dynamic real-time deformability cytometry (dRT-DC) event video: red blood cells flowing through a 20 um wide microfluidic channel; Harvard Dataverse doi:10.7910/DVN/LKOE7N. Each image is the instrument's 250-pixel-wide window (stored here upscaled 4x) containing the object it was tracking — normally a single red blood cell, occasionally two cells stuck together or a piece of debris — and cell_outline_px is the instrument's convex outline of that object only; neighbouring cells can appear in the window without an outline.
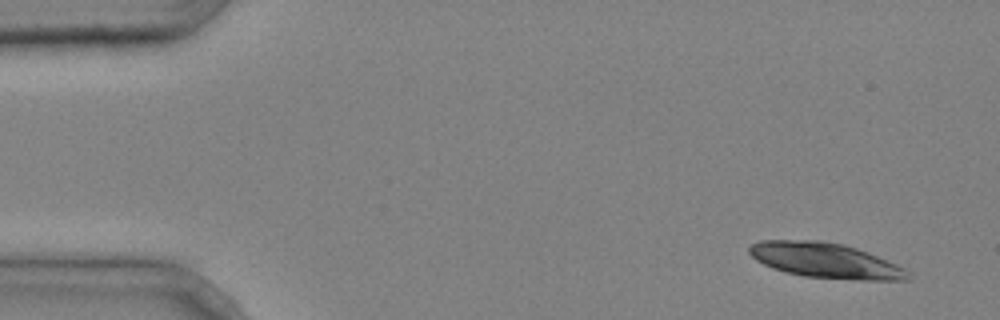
{"species": "common noctule bat (a hibernating species)", "species_latin": "Nyctalus noctula", "temperature_condition": "cold", "stored_images_in_passage": 5, "camera_frame_rate_fps": 3000, "um_per_image_px": 0.085, "animal": {"sex": "male", "body_mass_g": 20.4}, "frame": {"image": 1, "passage_image": 1, "time_ms": 0.0, "image_size_px": [1000, 320], "cell_outline_px": [[908, 280], [860, 280], [804, 276], [784, 272], [772, 268], [756, 260], [748, 252], [748, 248], [752, 244], [760, 240], [820, 240], [844, 244], [868, 252], [896, 264], [904, 268], [908, 272]], "centroid_in_image_um": [70.13, 22.13], "position_along_channel_um": 14.9, "area_um2": 32.43}}
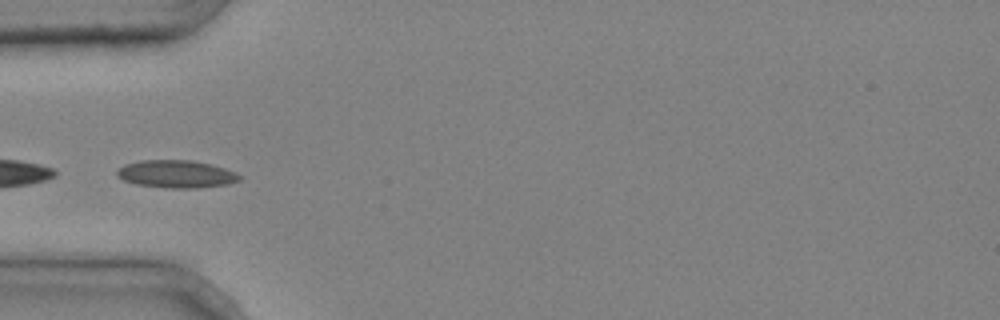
{"frame": {"image": 2, "passage_image": 4, "time_ms": 1.0, "image_size_px": [1000, 320], "cell_outline_px": [[240, 180], [228, 184], [196, 188], [168, 188], [136, 184], [124, 180], [116, 176], [116, 172], [124, 164], [140, 160], [192, 160], [224, 168], [236, 172], [240, 176]], "centroid_in_image_um": [14.96, 14.79], "position_along_channel_um": 70.0, "area_um2": 19.65}}